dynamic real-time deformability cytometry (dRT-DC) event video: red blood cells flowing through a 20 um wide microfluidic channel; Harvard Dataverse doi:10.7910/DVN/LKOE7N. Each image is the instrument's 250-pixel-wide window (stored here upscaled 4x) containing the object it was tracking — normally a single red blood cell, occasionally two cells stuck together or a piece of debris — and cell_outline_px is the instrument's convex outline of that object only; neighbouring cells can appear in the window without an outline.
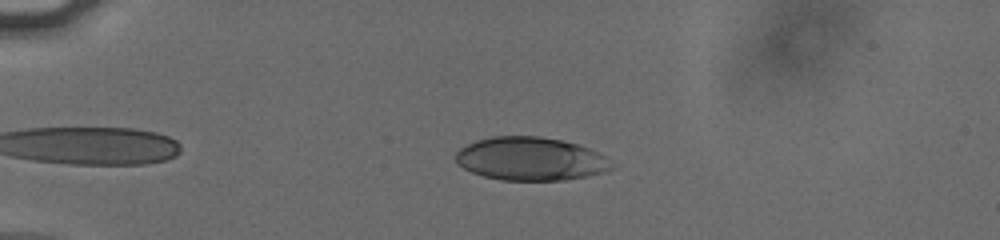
{"species": "human", "species_latin": "Homo sapiens", "temperature_condition": "cold", "stored_images_in_passage": 51, "camera_frame_rate_fps": 3000, "um_per_image_px": 0.085, "donor": {"sex": "male"}, "frame": {"image": 1, "passage_image": 14, "time_ms": 4.333, "image_size_px": [1000, 240], "cell_outline_px": [[620, 164], [604, 172], [564, 180], [500, 180], [484, 176], [472, 172], [464, 168], [456, 160], [456, 152], [460, 148], [476, 140], [492, 136], [540, 136], [560, 140], [576, 144], [588, 148]], "centroid_in_image_um": [45.13, 13.5], "position_along_channel_um": 39.9, "area_um2": 39.3}}
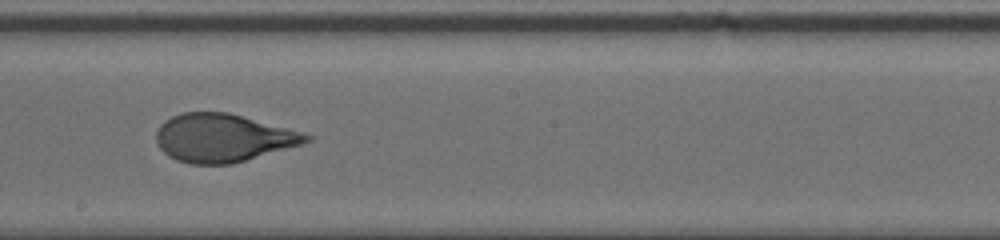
{"frame": {"image": 2, "passage_image": 33, "time_ms": 10.667, "image_size_px": [1000, 240], "cell_outline_px": [[312, 140], [300, 144], [232, 164], [188, 164], [176, 160], [168, 156], [160, 148], [156, 140], [156, 132], [160, 124], [164, 120], [180, 112], [228, 112], [312, 136]], "centroid_in_image_um": [18.86, 11.72], "position_along_channel_um": 229.3, "area_um2": 41.5}}
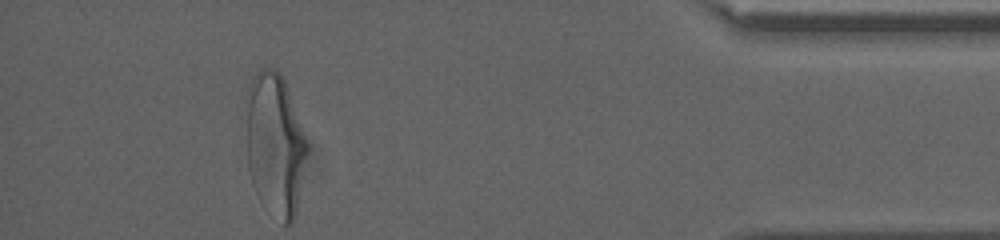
{"frame": {"image": 3, "passage_image": 51, "time_ms": 16.667, "image_size_px": [1000, 240], "cell_outline_px": [[308, 148], [296, 212], [292, 224], [284, 224], [256, 192], [252, 184], [248, 168], [248, 84], [256, 72], [260, 68], [268, 68], [276, 72], [284, 80], [308, 144]], "centroid_in_image_um": [23.39, 12.27], "position_along_channel_um": 411.8, "area_um2": 49.13}, "authors_computed_cell_mechanics": {"area_um2": 41.905, "velocity_mm_per_s": 3.8077, "shape_relaxation_time_tau1_ms": 4.7316, "shape_relaxation_time_tau2_ms": null, "deformation_change_tau1": 0.1897, "deformation_change_tau2": null}}